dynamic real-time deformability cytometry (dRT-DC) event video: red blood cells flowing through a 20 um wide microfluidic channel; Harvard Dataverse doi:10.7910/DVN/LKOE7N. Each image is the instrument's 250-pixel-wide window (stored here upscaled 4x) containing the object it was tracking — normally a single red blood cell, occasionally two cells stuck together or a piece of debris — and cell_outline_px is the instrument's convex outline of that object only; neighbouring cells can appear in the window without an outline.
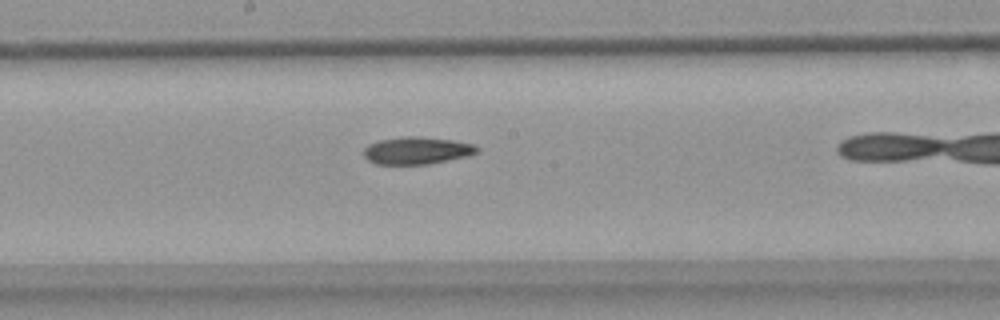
{"species": "common noctule bat (a hibernating species)", "species_latin": "Nyctalus noctula", "temperature_condition": "warm", "stored_images_in_passage": 32, "camera_frame_rate_fps": 3000, "um_per_image_px": 0.085, "animal": {"sex": "female", "body_mass_g": 18.4}, "frame": {"image": 1, "passage_image": 10, "time_ms": 3.0, "image_size_px": [1000, 320], "cell_outline_px": [[480, 152], [468, 156], [428, 164], [376, 164], [368, 160], [364, 156], [364, 148], [368, 144], [380, 140], [404, 136], [416, 136], [452, 140], [476, 144], [480, 148]], "centroid_in_image_um": [35.47, 12.79], "position_along_channel_um": 212.7, "area_um2": 18.15}}
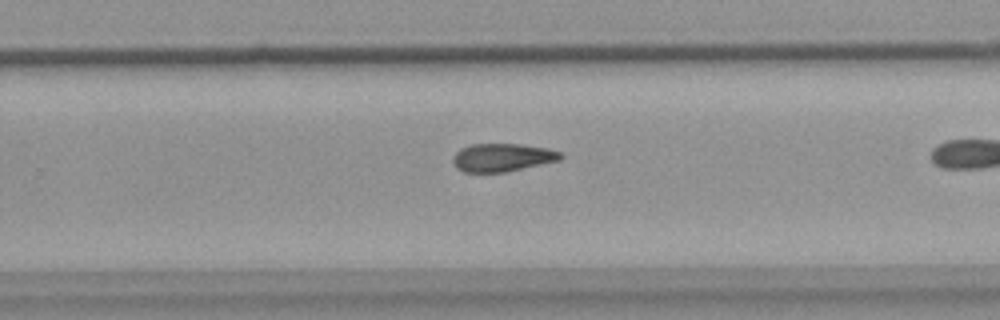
{"frame": {"image": 2, "passage_image": 16, "time_ms": 5.0, "image_size_px": [1000, 320], "cell_outline_px": [[564, 156], [560, 160], [504, 172], [464, 172], [456, 168], [452, 160], [452, 156], [460, 148], [472, 144], [520, 144], [548, 148], [560, 152]], "centroid_in_image_um": [42.67, 13.38], "position_along_channel_um": 287.1, "area_um2": 17.63}}
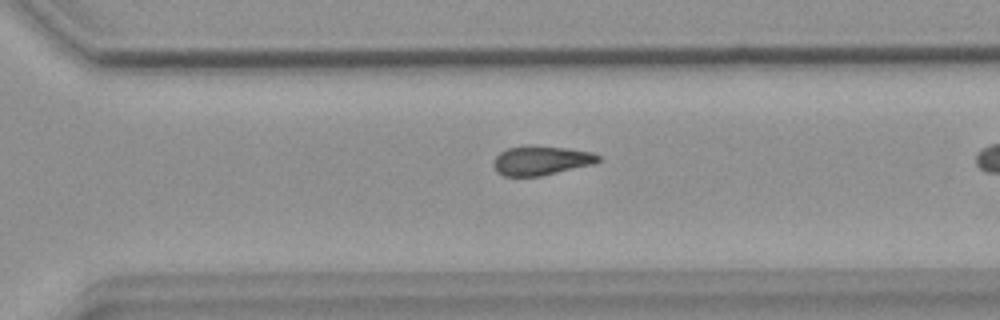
{"frame": {"image": 3, "passage_image": 19, "time_ms": 6.0, "image_size_px": [1000, 320], "cell_outline_px": [[600, 160], [596, 164], [540, 176], [504, 176], [496, 172], [492, 164], [496, 156], [500, 152], [508, 148], [568, 148], [592, 152], [600, 156]], "centroid_in_image_um": [46.02, 13.69], "position_along_channel_um": 324.6, "area_um2": 17.34}, "authors_computed_cell_mechanics": {"area_um2": 18.1781, "velocity_mm_per_s": 3.7484, "shape_relaxation_time_tau1_ms": 2.8844, "shape_relaxation_time_tau2_ms": 0.9488, "deformation_change_tau1": 0.3218, "deformation_change_tau2": 0.0957}}